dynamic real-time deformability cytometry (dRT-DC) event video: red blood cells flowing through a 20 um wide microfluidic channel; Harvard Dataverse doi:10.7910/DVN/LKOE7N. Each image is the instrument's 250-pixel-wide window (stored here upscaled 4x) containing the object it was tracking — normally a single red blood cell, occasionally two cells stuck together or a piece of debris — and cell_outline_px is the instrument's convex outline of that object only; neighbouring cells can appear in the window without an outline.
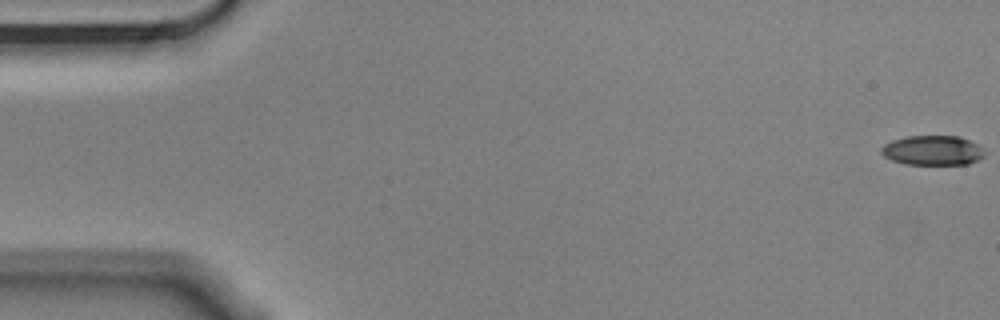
{"species": "Egyptian fruit bat (a non-hibernating species)", "species_latin": "Rousettus aegyptiacus", "temperature_condition": "cold", "stored_images_in_passage": 5, "camera_frame_rate_fps": 3000, "um_per_image_px": 0.085, "animal": {"sex": "male"}, "frame": {"image": 1, "passage_image": 1, "time_ms": 0.0, "image_size_px": [1000, 320], "cell_outline_px": [[984, 156], [968, 164], [904, 164], [892, 160], [884, 156], [880, 152], [880, 148], [884, 144], [892, 140], [908, 136], [960, 136], [976, 144], [984, 152]], "centroid_in_image_um": [79.22, 12.78], "position_along_channel_um": 5.8, "area_um2": 17.74}}
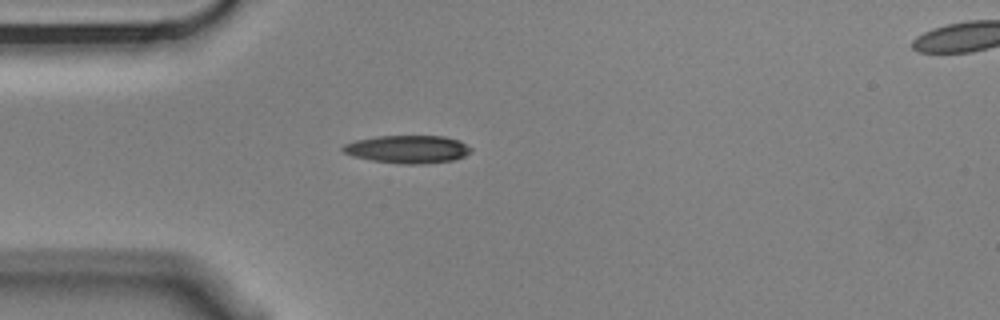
{"frame": {"image": 2, "passage_image": 4, "time_ms": 1.0, "image_size_px": [1000, 320], "cell_outline_px": [[472, 152], [464, 156], [452, 160], [424, 164], [404, 164], [372, 160], [352, 156], [344, 152], [340, 148], [344, 144], [356, 140], [376, 136], [444, 136], [460, 140], [472, 148]], "centroid_in_image_um": [34.67, 12.68], "position_along_channel_um": 50.3, "area_um2": 20.87}}